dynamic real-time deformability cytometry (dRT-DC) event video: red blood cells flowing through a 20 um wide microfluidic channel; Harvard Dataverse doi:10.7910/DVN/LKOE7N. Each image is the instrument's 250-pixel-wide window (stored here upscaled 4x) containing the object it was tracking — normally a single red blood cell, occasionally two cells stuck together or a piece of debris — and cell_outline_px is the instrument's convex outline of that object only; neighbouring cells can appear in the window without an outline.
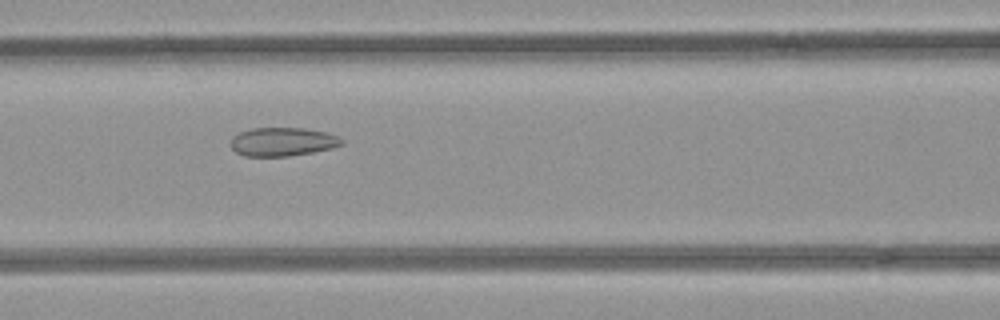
{"species": "common noctule bat (a hibernating species)", "species_latin": "Nyctalus noctula", "temperature_condition": "room temperature", "stored_images_in_passage": 36, "camera_frame_rate_fps": 3000, "um_per_image_px": 0.085, "animal": {"sex": "female", "body_mass_g": 21.9}, "frame": {"image": 1, "passage_image": 6, "time_ms": 1.667, "image_size_px": [1000, 320], "cell_outline_px": [[344, 144], [332, 148], [312, 152], [288, 156], [244, 156], [236, 152], [228, 144], [232, 136], [240, 132], [252, 128], [304, 128], [324, 132], [336, 136], [344, 140]], "centroid_in_image_um": [23.98, 12.05], "position_along_channel_um": 142.6, "area_um2": 18.55}}
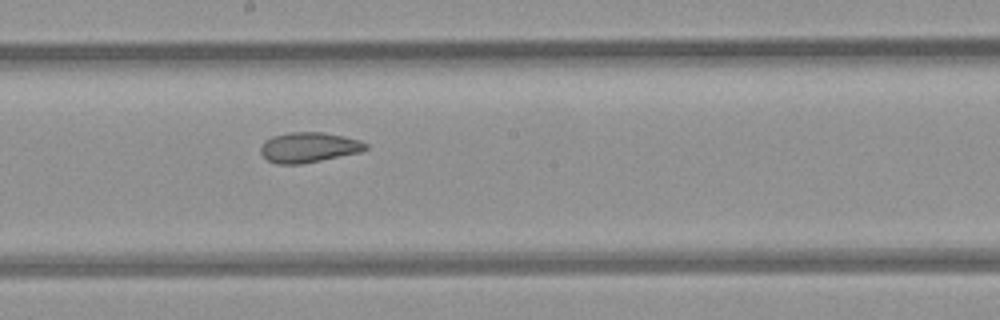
{"frame": {"image": 2, "passage_image": 12, "time_ms": 3.667, "image_size_px": [1000, 320], "cell_outline_px": [[368, 148], [360, 152], [300, 164], [276, 164], [268, 160], [260, 152], [260, 148], [264, 140], [272, 136], [288, 132], [324, 132], [344, 136], [360, 140], [368, 144]], "centroid_in_image_um": [26.23, 12.51], "position_along_channel_um": 222.0, "area_um2": 18.5}}
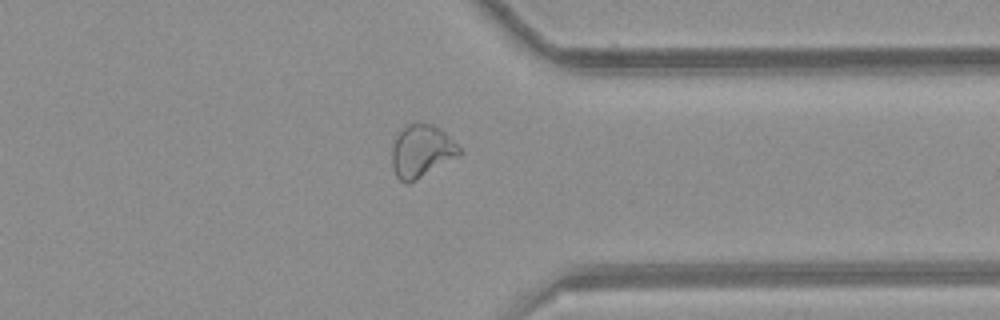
{"frame": {"image": 3, "passage_image": 24, "time_ms": 7.667, "image_size_px": [1000, 320], "cell_outline_px": [[460, 152], [456, 156], [416, 180], [408, 184], [400, 180], [396, 176], [392, 168], [392, 148], [396, 136], [400, 128], [408, 124], [432, 124], [440, 128], [460, 148]], "centroid_in_image_um": [35.77, 12.84], "position_along_channel_um": 375.6, "area_um2": 20.23}}